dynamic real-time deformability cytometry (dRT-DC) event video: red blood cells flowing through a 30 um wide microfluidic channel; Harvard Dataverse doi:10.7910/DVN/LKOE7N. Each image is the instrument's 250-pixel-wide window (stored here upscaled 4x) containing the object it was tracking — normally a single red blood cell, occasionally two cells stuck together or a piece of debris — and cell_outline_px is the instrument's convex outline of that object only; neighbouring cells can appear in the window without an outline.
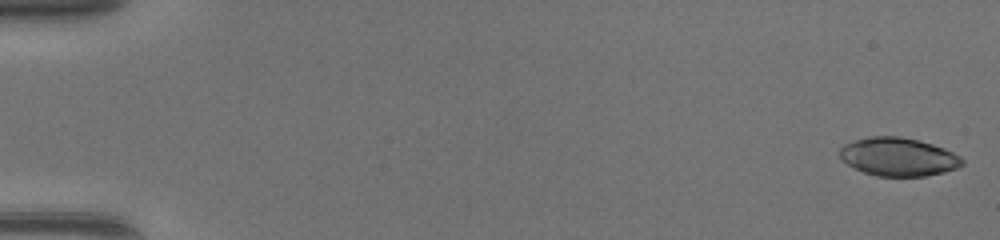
{"species": "common noctule bat (a hibernating species)", "species_latin": "Nyctalus noctula", "temperature_condition": "warm", "stored_images_in_passage": 48, "camera_frame_rate_fps": 3000, "um_per_image_px": 0.085, "animal": {"sex": "female", "body_mass_g": 17.0, "forearm_length_mm": 48.0}, "frame": {"image": 1, "passage_image": 1, "time_ms": 0.0, "image_size_px": [1000, 240], "cell_outline_px": [[964, 164], [956, 168], [944, 172], [924, 176], [876, 176], [864, 172], [848, 164], [840, 156], [840, 148], [844, 144], [868, 136], [900, 136], [932, 144], [944, 148], [960, 156], [964, 160]], "centroid_in_image_um": [76.37, 13.33], "position_along_channel_um": 8.6, "area_um2": 27.17}}
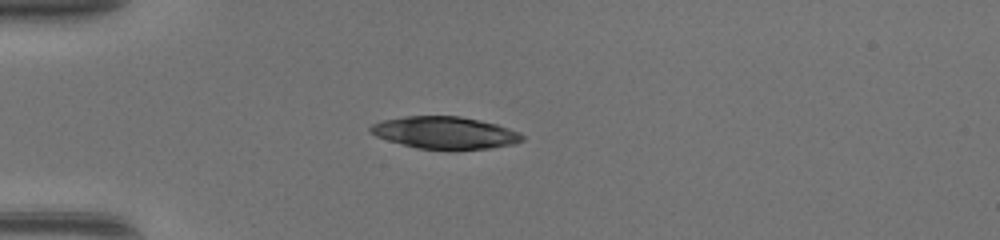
{"frame": {"image": 2, "passage_image": 14, "time_ms": 4.333, "image_size_px": [1000, 240], "cell_outline_px": [[524, 140], [512, 144], [492, 148], [416, 148], [388, 140], [376, 136], [368, 132], [368, 128], [372, 124], [384, 120], [404, 116], [460, 116], [480, 120], [496, 124], [520, 132], [524, 136]], "centroid_in_image_um": [37.8, 11.26], "position_along_channel_um": 47.2, "area_um2": 28.09}}
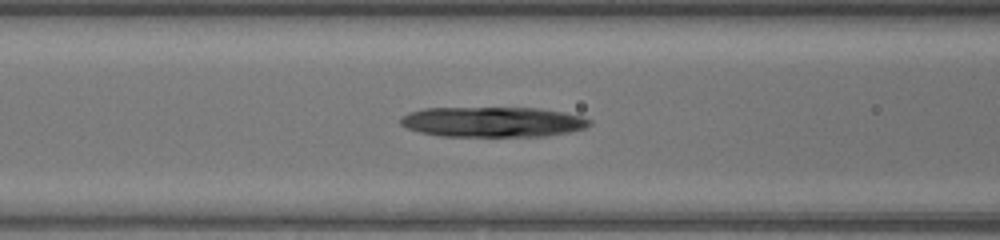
{"frame": {"image": 3, "passage_image": 21, "time_ms": 6.667, "image_size_px": [1000, 240], "cell_outline_px": [[592, 124], [584, 128], [568, 132], [544, 136], [440, 136], [420, 132], [408, 128], [400, 124], [400, 116], [408, 112], [424, 108], [536, 108], [564, 112], [580, 116], [592, 120]], "centroid_in_image_um": [41.85, 10.36], "position_along_channel_um": 124.7, "area_um2": 33.29}}